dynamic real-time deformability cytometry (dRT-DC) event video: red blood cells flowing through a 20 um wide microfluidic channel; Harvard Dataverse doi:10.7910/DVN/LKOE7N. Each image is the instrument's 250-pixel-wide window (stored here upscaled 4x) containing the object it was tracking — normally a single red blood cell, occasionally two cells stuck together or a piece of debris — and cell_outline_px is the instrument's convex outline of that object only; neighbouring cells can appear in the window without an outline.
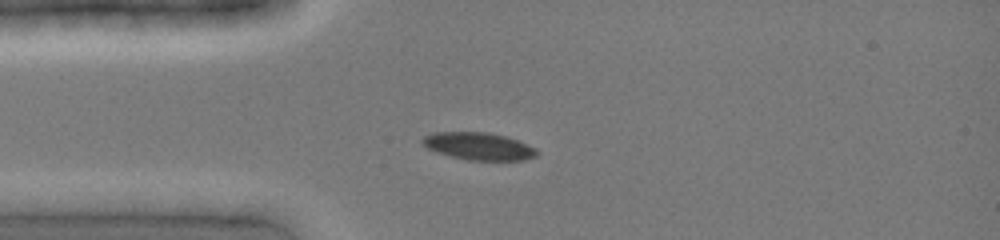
{"species": "common noctule bat (a hibernating species)", "species_latin": "Nyctalus noctula", "temperature_condition": "cold", "stored_images_in_passage": 5, "camera_frame_rate_fps": 3000, "um_per_image_px": 0.085, "animal": {"sex": "female", "body_mass_g": 19.0, "forearm_length_mm": 51.5}, "frame": {"image": 1, "passage_image": 1, "time_ms": 0.0, "image_size_px": [1000, 240], "cell_outline_px": [[540, 152], [536, 156], [524, 160], [468, 160], [448, 156], [436, 152], [428, 148], [420, 140], [424, 136], [432, 132], [488, 132], [508, 136], [536, 148]], "centroid_in_image_um": [40.7, 12.42], "position_along_channel_um": 44.3, "area_um2": 18.5}}
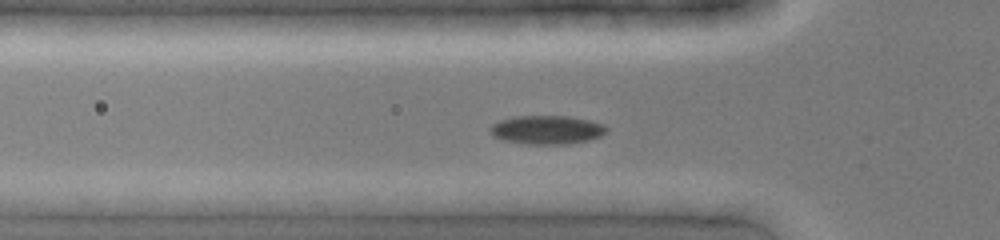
{"frame": {"image": 2, "passage_image": 4, "time_ms": 1.0, "image_size_px": [1000, 240], "cell_outline_px": [[608, 128], [600, 136], [588, 140], [564, 144], [528, 144], [504, 140], [492, 136], [488, 128], [492, 124], [500, 120], [512, 116], [568, 116], [592, 120], [604, 124]], "centroid_in_image_um": [46.46, 11.02], "position_along_channel_um": 79.3, "area_um2": 19.54}}